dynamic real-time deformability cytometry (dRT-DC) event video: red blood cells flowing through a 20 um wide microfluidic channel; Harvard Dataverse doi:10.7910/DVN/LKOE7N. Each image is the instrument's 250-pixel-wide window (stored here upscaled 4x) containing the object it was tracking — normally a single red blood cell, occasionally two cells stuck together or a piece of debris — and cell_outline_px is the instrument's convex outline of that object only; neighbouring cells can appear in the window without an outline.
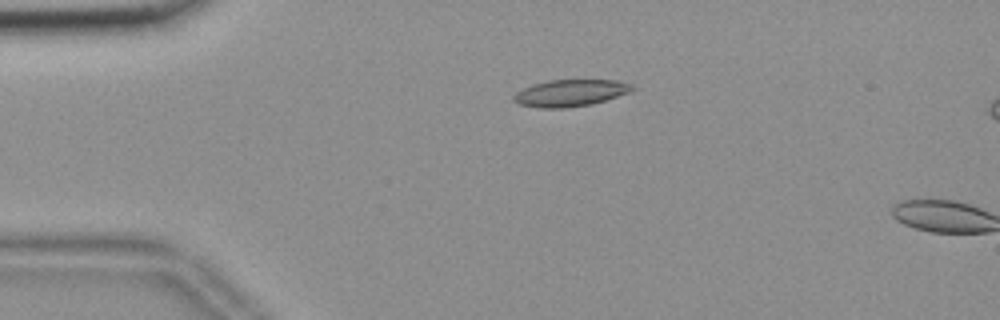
{"species": "common noctule bat (a hibernating species)", "species_latin": "Nyctalus noctula", "temperature_condition": "room temperature", "stored_images_in_passage": 15, "camera_frame_rate_fps": 3000, "um_per_image_px": 0.085, "animal": {"sex": "female", "body_mass_g": 18.4}, "frame": {"image": 1, "passage_image": 13, "time_ms": 4.0, "image_size_px": [1000, 320], "cell_outline_px": [[636, 88], [628, 92], [592, 104], [564, 108], [540, 108], [520, 104], [512, 100], [512, 96], [516, 92], [524, 88], [548, 80], [616, 80], [628, 84]], "centroid_in_image_um": [48.43, 7.91], "position_along_channel_um": 36.6, "area_um2": 18.21}}